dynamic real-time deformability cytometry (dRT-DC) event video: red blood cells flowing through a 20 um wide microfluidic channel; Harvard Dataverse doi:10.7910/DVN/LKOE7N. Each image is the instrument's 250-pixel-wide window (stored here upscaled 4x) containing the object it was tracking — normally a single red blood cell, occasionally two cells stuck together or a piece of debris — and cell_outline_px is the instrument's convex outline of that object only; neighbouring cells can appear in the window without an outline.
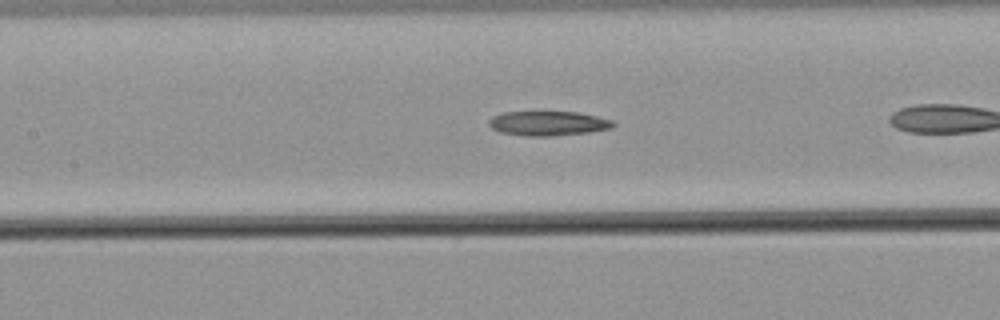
{"species": "common noctule bat (a hibernating species)", "species_latin": "Nyctalus noctula", "temperature_condition": "warm", "stored_images_in_passage": 24, "camera_frame_rate_fps": 3000, "um_per_image_px": 0.085, "animal": {"sex": "male", "body_mass_g": 21.5, "forearm_length_mm": 52.0}, "frame": {"image": 1, "passage_image": 8, "time_ms": 2.333, "image_size_px": [1000, 320], "cell_outline_px": [[616, 124], [612, 128], [592, 132], [548, 136], [524, 136], [500, 132], [492, 128], [488, 124], [488, 120], [492, 116], [504, 112], [540, 108], [580, 112], [612, 120]], "centroid_in_image_um": [46.56, 10.42], "position_along_channel_um": 160.8, "area_um2": 18.96}}
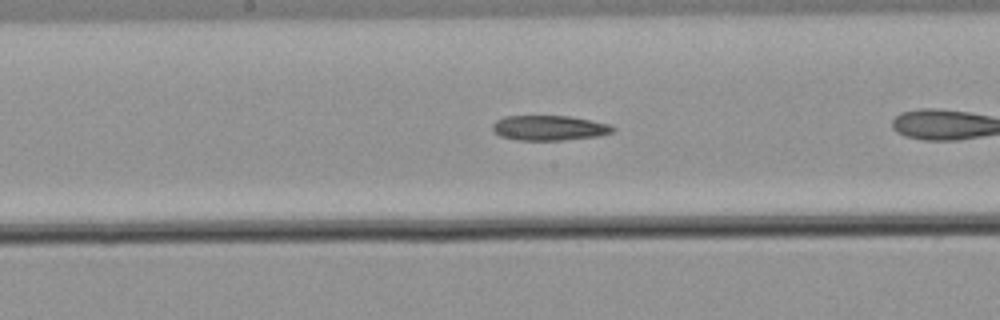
{"frame": {"image": 2, "passage_image": 11, "time_ms": 3.333, "image_size_px": [1000, 320], "cell_outline_px": [[616, 132], [596, 136], [564, 140], [516, 140], [500, 136], [492, 128], [492, 124], [496, 120], [504, 116], [572, 116], [592, 120], [608, 124], [616, 128]], "centroid_in_image_um": [46.7, 10.87], "position_along_channel_um": 201.5, "area_um2": 17.63}}